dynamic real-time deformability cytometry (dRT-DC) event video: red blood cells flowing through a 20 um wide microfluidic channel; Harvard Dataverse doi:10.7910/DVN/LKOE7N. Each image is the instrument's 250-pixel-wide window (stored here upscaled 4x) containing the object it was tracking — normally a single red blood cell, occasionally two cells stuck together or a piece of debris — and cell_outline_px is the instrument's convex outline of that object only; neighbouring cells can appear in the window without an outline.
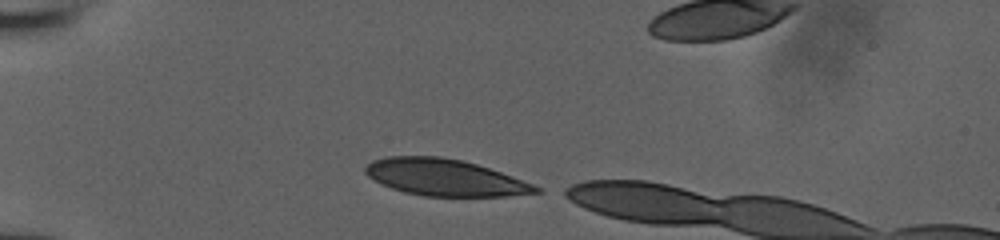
{"species": "human", "species_latin": "Homo sapiens", "temperature_condition": "room temperature", "stored_images_in_passage": 6, "camera_frame_rate_fps": 3000, "um_per_image_px": 0.085, "donor": {"sex": "male"}, "frame": {"image": 1, "passage_image": 1, "time_ms": 0.0, "image_size_px": [1000, 240], "cell_outline_px": [[540, 192], [504, 196], [424, 196], [404, 192], [392, 188], [368, 176], [364, 172], [364, 168], [372, 160], [388, 156], [440, 156], [464, 160], [512, 176], [532, 184], [540, 188]], "centroid_in_image_um": [37.78, 15.07], "position_along_channel_um": 47.2, "area_um2": 36.07}}
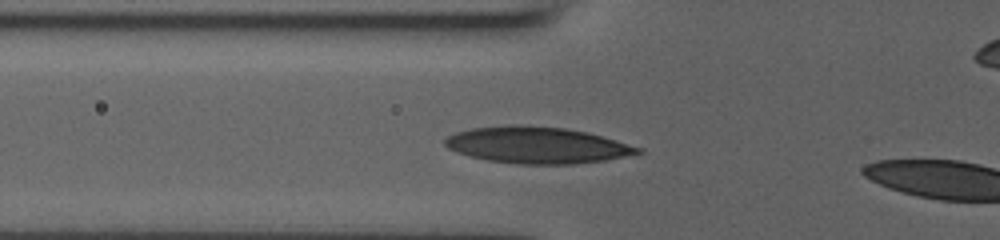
{"frame": {"image": 2, "passage_image": 4, "time_ms": 1.0, "image_size_px": [1000, 240], "cell_outline_px": [[644, 152], [604, 160], [576, 164], [516, 164], [488, 160], [456, 152], [448, 148], [444, 144], [444, 140], [448, 136], [456, 132], [472, 128], [508, 124], [520, 124], [564, 128], [588, 132], [644, 148]], "centroid_in_image_um": [45.65, 12.33], "position_along_channel_um": 80.1, "area_um2": 41.15}}